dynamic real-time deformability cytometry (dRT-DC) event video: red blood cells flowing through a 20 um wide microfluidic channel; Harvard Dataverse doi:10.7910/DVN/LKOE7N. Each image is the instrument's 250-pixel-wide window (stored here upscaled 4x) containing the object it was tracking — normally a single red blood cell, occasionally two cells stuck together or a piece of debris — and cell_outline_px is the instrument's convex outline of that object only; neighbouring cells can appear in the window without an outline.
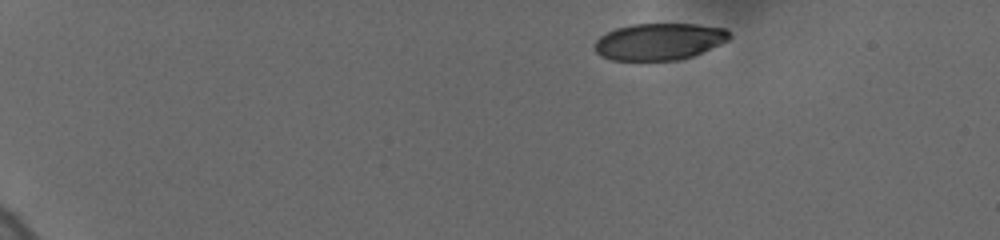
{"species": "human", "species_latin": "Homo sapiens", "temperature_condition": "cold", "stored_images_in_passage": 7, "camera_frame_rate_fps": 3000, "um_per_image_px": 0.085, "donor": {"sex": "female"}, "frame": {"image": 1, "passage_image": 1, "time_ms": 0.0, "image_size_px": [1000, 240], "cell_outline_px": [[732, 36], [728, 40], [692, 56], [680, 60], [612, 60], [600, 56], [596, 52], [596, 40], [600, 36], [616, 28], [632, 24], [696, 24], [724, 28]], "centroid_in_image_um": [56.02, 3.53], "position_along_channel_um": 29.0, "area_um2": 28.67}}
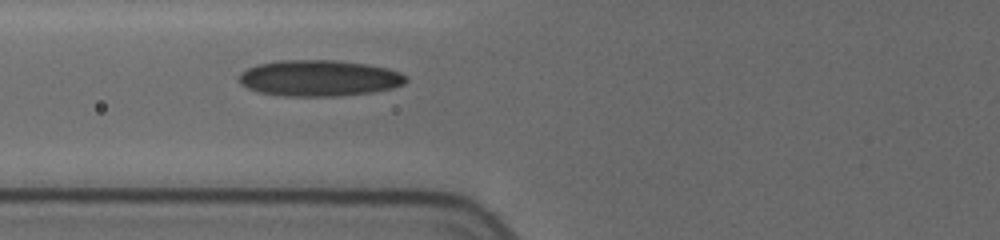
{"frame": {"image": 2, "passage_image": 6, "time_ms": 5.0, "image_size_px": [1000, 240], "cell_outline_px": [[408, 80], [404, 84], [392, 88], [372, 92], [336, 96], [284, 96], [256, 92], [240, 84], [240, 72], [248, 68], [260, 64], [280, 60], [332, 60], [364, 64], [388, 68], [400, 72], [408, 76]], "centroid_in_image_um": [27.13, 6.65], "position_along_channel_um": 98.7, "area_um2": 35.14}}
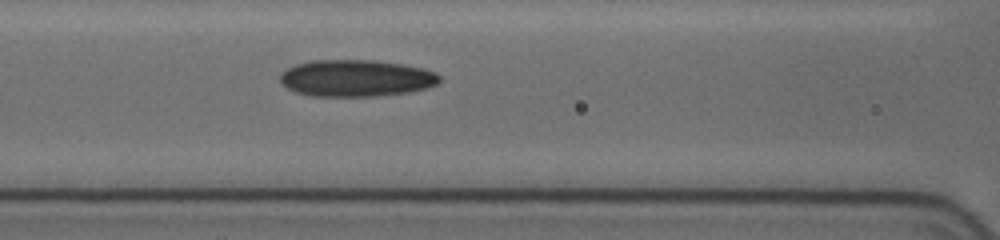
{"frame": {"image": 3, "passage_image": 7, "time_ms": 6.0, "image_size_px": [1000, 240], "cell_outline_px": [[440, 80], [436, 84], [428, 88], [408, 92], [376, 96], [312, 96], [296, 92], [280, 84], [280, 72], [296, 64], [312, 60], [372, 60], [404, 64], [424, 68], [436, 72], [440, 76]], "centroid_in_image_um": [30.27, 6.64], "position_along_channel_um": 136.3, "area_um2": 34.39}}